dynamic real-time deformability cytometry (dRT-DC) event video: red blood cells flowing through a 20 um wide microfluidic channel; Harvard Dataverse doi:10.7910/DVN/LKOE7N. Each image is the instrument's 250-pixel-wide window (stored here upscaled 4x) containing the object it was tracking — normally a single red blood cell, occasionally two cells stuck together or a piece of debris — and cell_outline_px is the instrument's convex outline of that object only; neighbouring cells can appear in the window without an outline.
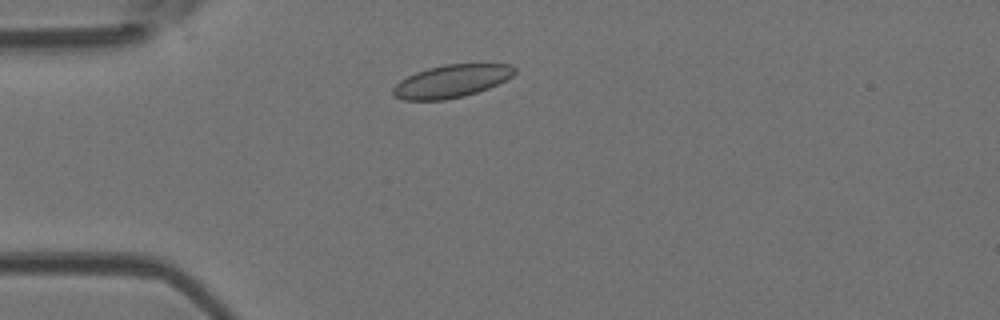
{"species": "Egyptian fruit bat (a non-hibernating species)", "species_latin": "Rousettus aegyptiacus", "temperature_condition": "room temperature", "stored_images_in_passage": 1, "camera_frame_rate_fps": 3000, "um_per_image_px": 0.085, "animal": {"sex": "female"}, "frame": {"image": 1, "passage_image": 1, "time_ms": 0.0, "image_size_px": [1000, 320], "cell_outline_px": [[516, 72], [512, 76], [488, 88], [464, 96], [444, 100], [404, 100], [392, 96], [392, 88], [400, 80], [416, 72], [428, 68], [444, 64], [512, 64], [516, 68]], "centroid_in_image_um": [38.35, 6.9], "position_along_channel_um": 46.7, "area_um2": 23.18}}